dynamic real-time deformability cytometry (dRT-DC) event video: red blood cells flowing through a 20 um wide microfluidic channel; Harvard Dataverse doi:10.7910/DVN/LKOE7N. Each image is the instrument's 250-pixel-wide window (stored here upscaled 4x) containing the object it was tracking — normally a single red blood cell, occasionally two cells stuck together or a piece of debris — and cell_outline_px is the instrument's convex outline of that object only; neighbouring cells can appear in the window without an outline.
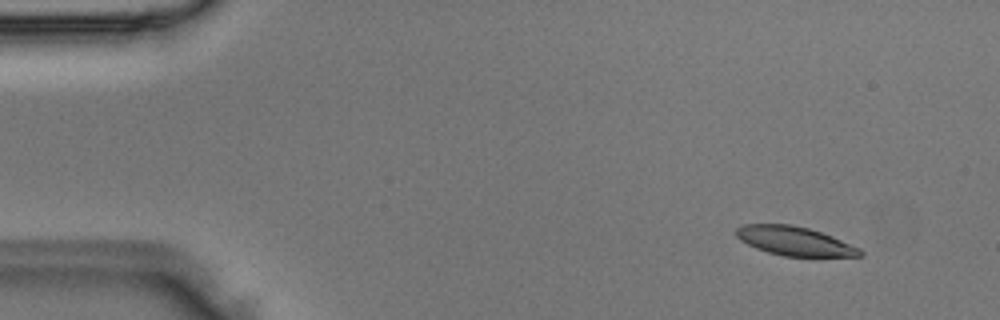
{"species": "Egyptian fruit bat (a non-hibernating species)", "species_latin": "Rousettus aegyptiacus", "temperature_condition": "room temperature", "stored_images_in_passage": 4, "camera_frame_rate_fps": 3000, "um_per_image_px": 0.085, "animal": {"sex": "male"}, "frame": {"image": 1, "passage_image": 1, "time_ms": 0.0, "image_size_px": [1000, 320], "cell_outline_px": [[864, 256], [784, 256], [768, 252], [756, 248], [740, 240], [736, 236], [736, 228], [740, 224], [792, 224], [808, 228], [832, 236], [860, 248], [864, 252]], "centroid_in_image_um": [67.53, 20.48], "position_along_channel_um": 17.5, "area_um2": 20.87}}